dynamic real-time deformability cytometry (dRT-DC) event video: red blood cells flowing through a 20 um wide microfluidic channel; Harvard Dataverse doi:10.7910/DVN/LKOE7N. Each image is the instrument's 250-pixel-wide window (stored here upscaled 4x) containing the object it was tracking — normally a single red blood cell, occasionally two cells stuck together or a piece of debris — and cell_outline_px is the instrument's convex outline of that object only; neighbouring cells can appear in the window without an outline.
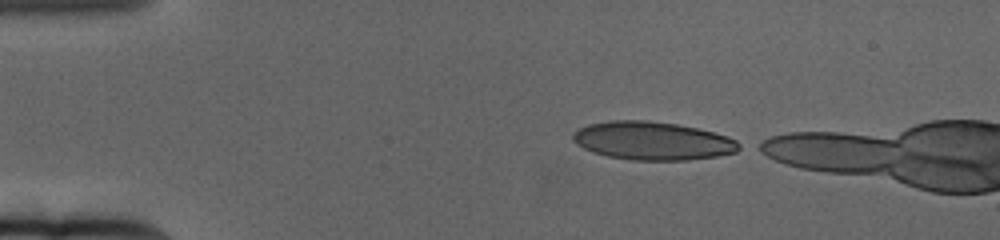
{"species": "human", "species_latin": "Homo sapiens", "temperature_condition": "cold", "stored_images_in_passage": 6, "camera_frame_rate_fps": 3000, "um_per_image_px": 0.085, "donor": {"sex": "female"}, "frame": {"image": 1, "passage_image": 1, "time_ms": 0.0, "image_size_px": [1000, 240], "cell_outline_px": [[744, 148], [736, 152], [716, 156], [688, 160], [632, 160], [608, 156], [592, 152], [576, 144], [572, 140], [572, 132], [588, 124], [612, 120], [648, 120], [676, 124], [696, 128], [728, 136], [744, 144]], "centroid_in_image_um": [55.49, 11.97], "position_along_channel_um": 29.5, "area_um2": 37.28}}